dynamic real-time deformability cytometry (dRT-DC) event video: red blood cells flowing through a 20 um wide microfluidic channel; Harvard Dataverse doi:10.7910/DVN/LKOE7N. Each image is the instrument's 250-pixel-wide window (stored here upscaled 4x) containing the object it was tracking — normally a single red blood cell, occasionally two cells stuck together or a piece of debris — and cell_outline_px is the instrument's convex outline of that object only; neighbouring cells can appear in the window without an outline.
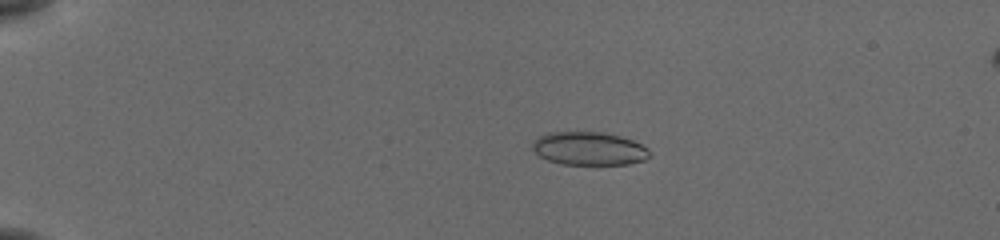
{"species": "common noctule bat (a hibernating species)", "species_latin": "Nyctalus noctula", "temperature_condition": "cold", "stored_images_in_passage": 56, "camera_frame_rate_fps": 3000, "um_per_image_px": 0.085, "animal": {"sex": "female", "body_mass_g": 19.5, "forearm_length_mm": 54.1}, "frame": {"image": 1, "passage_image": 13, "time_ms": 4.0, "image_size_px": [1000, 240], "cell_outline_px": [[652, 156], [644, 160], [628, 164], [564, 164], [548, 160], [540, 156], [532, 148], [532, 144], [540, 136], [548, 132], [604, 132], [620, 136], [632, 140], [648, 148]], "centroid_in_image_um": [50.1, 12.62], "position_along_channel_um": 34.9, "area_um2": 22.6}}
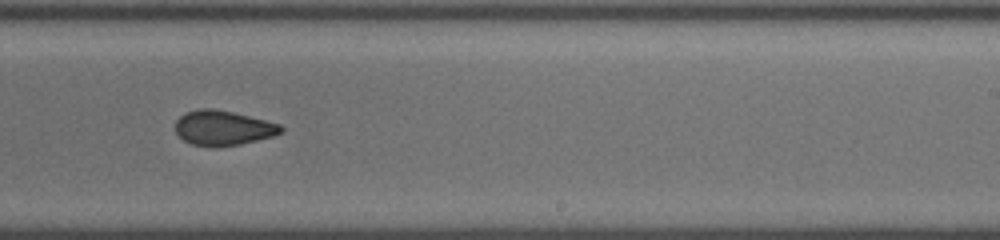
{"frame": {"image": 2, "passage_image": 37, "time_ms": 12.0, "image_size_px": [1000, 240], "cell_outline_px": [[284, 132], [272, 136], [240, 144], [216, 148], [212, 148], [192, 144], [184, 140], [176, 132], [176, 120], [184, 112], [204, 108], [208, 108], [232, 112], [280, 124], [284, 128]], "centroid_in_image_um": [18.95, 10.89], "position_along_channel_um": 270.0, "area_um2": 21.39}}
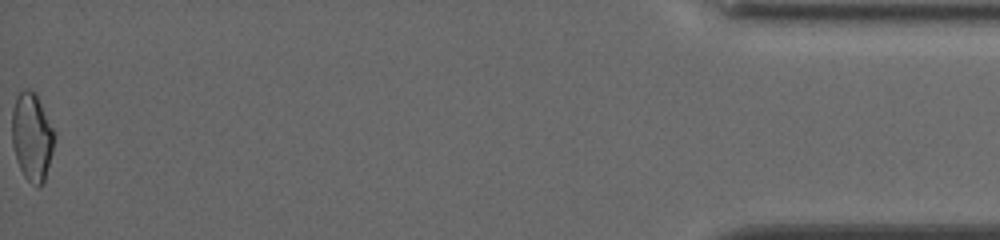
{"frame": {"image": 3, "passage_image": 56, "time_ms": 18.333, "image_size_px": [1000, 240], "cell_outline_px": [[56, 132], [52, 152], [44, 180], [36, 188], [24, 176], [16, 160], [12, 144], [12, 108], [16, 96], [24, 88], [28, 88], [36, 96]], "centroid_in_image_um": [2.7, 11.63], "position_along_channel_um": 432.5, "area_um2": 21.62}, "authors_computed_cell_mechanics": {"area_um2": 21.964, "velocity_mm_per_s": 3.8518, "shape_relaxation_time_tau1_ms": null, "shape_relaxation_time_tau2_ms": 2.0367, "deformation_change_tau1": null, "deformation_change_tau2": 0.066}}